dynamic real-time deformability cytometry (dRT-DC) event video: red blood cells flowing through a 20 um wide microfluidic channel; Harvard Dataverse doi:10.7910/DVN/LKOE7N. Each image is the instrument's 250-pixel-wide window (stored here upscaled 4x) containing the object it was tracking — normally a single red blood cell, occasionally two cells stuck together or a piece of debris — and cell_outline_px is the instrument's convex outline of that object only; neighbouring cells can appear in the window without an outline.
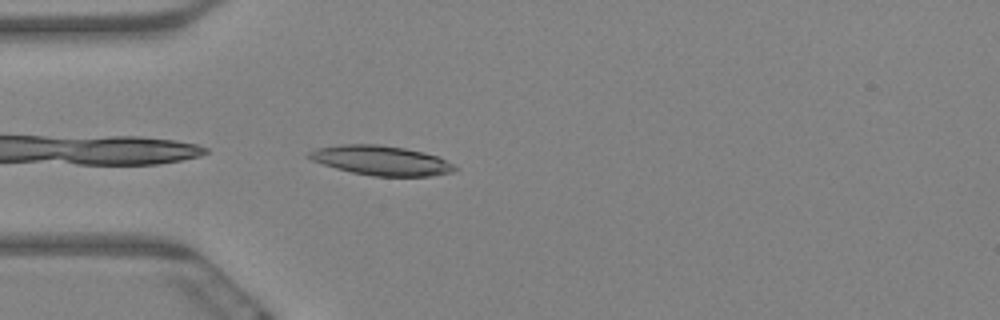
{"species": "Egyptian fruit bat (a non-hibernating species)", "species_latin": "Rousettus aegyptiacus", "temperature_condition": "warm", "stored_images_in_passage": 4, "camera_frame_rate_fps": 3000, "um_per_image_px": 0.085, "animal": {"sex": "female"}, "frame": {"image": 1, "passage_image": 1, "time_ms": 0.0, "image_size_px": [1000, 320], "cell_outline_px": [[460, 168], [452, 172], [432, 176], [372, 176], [352, 172], [336, 168], [312, 160], [304, 156], [308, 152], [316, 148], [340, 144], [376, 144], [404, 148], [424, 152], [440, 156]], "centroid_in_image_um": [32.42, 13.63], "position_along_channel_um": 52.6, "area_um2": 25.32}}